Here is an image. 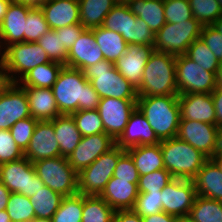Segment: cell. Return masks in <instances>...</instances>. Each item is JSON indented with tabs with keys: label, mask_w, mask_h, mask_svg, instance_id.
Here are the masks:
<instances>
[{
	"label": "cell",
	"mask_w": 222,
	"mask_h": 222,
	"mask_svg": "<svg viewBox=\"0 0 222 222\" xmlns=\"http://www.w3.org/2000/svg\"><path fill=\"white\" fill-rule=\"evenodd\" d=\"M137 185L112 177L99 196L115 211L133 209L139 194Z\"/></svg>",
	"instance_id": "cell-25"
},
{
	"label": "cell",
	"mask_w": 222,
	"mask_h": 222,
	"mask_svg": "<svg viewBox=\"0 0 222 222\" xmlns=\"http://www.w3.org/2000/svg\"><path fill=\"white\" fill-rule=\"evenodd\" d=\"M174 177L164 168L139 176L138 192L161 191Z\"/></svg>",
	"instance_id": "cell-44"
},
{
	"label": "cell",
	"mask_w": 222,
	"mask_h": 222,
	"mask_svg": "<svg viewBox=\"0 0 222 222\" xmlns=\"http://www.w3.org/2000/svg\"><path fill=\"white\" fill-rule=\"evenodd\" d=\"M197 196L193 180L174 178L161 190L162 210L187 218Z\"/></svg>",
	"instance_id": "cell-14"
},
{
	"label": "cell",
	"mask_w": 222,
	"mask_h": 222,
	"mask_svg": "<svg viewBox=\"0 0 222 222\" xmlns=\"http://www.w3.org/2000/svg\"><path fill=\"white\" fill-rule=\"evenodd\" d=\"M37 122L38 120L31 116L17 121L10 128L11 136L23 152H25L29 146Z\"/></svg>",
	"instance_id": "cell-47"
},
{
	"label": "cell",
	"mask_w": 222,
	"mask_h": 222,
	"mask_svg": "<svg viewBox=\"0 0 222 222\" xmlns=\"http://www.w3.org/2000/svg\"><path fill=\"white\" fill-rule=\"evenodd\" d=\"M31 117L25 90L9 82L0 91V130H10L19 120Z\"/></svg>",
	"instance_id": "cell-15"
},
{
	"label": "cell",
	"mask_w": 222,
	"mask_h": 222,
	"mask_svg": "<svg viewBox=\"0 0 222 222\" xmlns=\"http://www.w3.org/2000/svg\"><path fill=\"white\" fill-rule=\"evenodd\" d=\"M0 222H11L10 216L8 215L6 209L0 210Z\"/></svg>",
	"instance_id": "cell-61"
},
{
	"label": "cell",
	"mask_w": 222,
	"mask_h": 222,
	"mask_svg": "<svg viewBox=\"0 0 222 222\" xmlns=\"http://www.w3.org/2000/svg\"><path fill=\"white\" fill-rule=\"evenodd\" d=\"M0 181L11 193L33 196L44 183L36 175L33 163L26 157L0 165Z\"/></svg>",
	"instance_id": "cell-12"
},
{
	"label": "cell",
	"mask_w": 222,
	"mask_h": 222,
	"mask_svg": "<svg viewBox=\"0 0 222 222\" xmlns=\"http://www.w3.org/2000/svg\"><path fill=\"white\" fill-rule=\"evenodd\" d=\"M136 101L118 98L100 99L97 111L102 119L105 133L114 141L123 133L131 113L136 108Z\"/></svg>",
	"instance_id": "cell-16"
},
{
	"label": "cell",
	"mask_w": 222,
	"mask_h": 222,
	"mask_svg": "<svg viewBox=\"0 0 222 222\" xmlns=\"http://www.w3.org/2000/svg\"><path fill=\"white\" fill-rule=\"evenodd\" d=\"M222 171V153L218 150L211 158Z\"/></svg>",
	"instance_id": "cell-60"
},
{
	"label": "cell",
	"mask_w": 222,
	"mask_h": 222,
	"mask_svg": "<svg viewBox=\"0 0 222 222\" xmlns=\"http://www.w3.org/2000/svg\"><path fill=\"white\" fill-rule=\"evenodd\" d=\"M219 151L222 153V128L219 133Z\"/></svg>",
	"instance_id": "cell-65"
},
{
	"label": "cell",
	"mask_w": 222,
	"mask_h": 222,
	"mask_svg": "<svg viewBox=\"0 0 222 222\" xmlns=\"http://www.w3.org/2000/svg\"><path fill=\"white\" fill-rule=\"evenodd\" d=\"M133 210L141 217L162 212L161 191L139 192Z\"/></svg>",
	"instance_id": "cell-45"
},
{
	"label": "cell",
	"mask_w": 222,
	"mask_h": 222,
	"mask_svg": "<svg viewBox=\"0 0 222 222\" xmlns=\"http://www.w3.org/2000/svg\"><path fill=\"white\" fill-rule=\"evenodd\" d=\"M192 180L198 196L222 202V171L212 159L203 164Z\"/></svg>",
	"instance_id": "cell-27"
},
{
	"label": "cell",
	"mask_w": 222,
	"mask_h": 222,
	"mask_svg": "<svg viewBox=\"0 0 222 222\" xmlns=\"http://www.w3.org/2000/svg\"><path fill=\"white\" fill-rule=\"evenodd\" d=\"M203 25L194 17L181 23H168L155 34L154 50L172 54L183 55L188 47L200 38Z\"/></svg>",
	"instance_id": "cell-8"
},
{
	"label": "cell",
	"mask_w": 222,
	"mask_h": 222,
	"mask_svg": "<svg viewBox=\"0 0 222 222\" xmlns=\"http://www.w3.org/2000/svg\"><path fill=\"white\" fill-rule=\"evenodd\" d=\"M215 108L216 125L222 128V83L220 82L217 88L211 93Z\"/></svg>",
	"instance_id": "cell-52"
},
{
	"label": "cell",
	"mask_w": 222,
	"mask_h": 222,
	"mask_svg": "<svg viewBox=\"0 0 222 222\" xmlns=\"http://www.w3.org/2000/svg\"><path fill=\"white\" fill-rule=\"evenodd\" d=\"M36 175L51 190L62 196L78 193V174L72 169L68 158L59 156L33 162Z\"/></svg>",
	"instance_id": "cell-7"
},
{
	"label": "cell",
	"mask_w": 222,
	"mask_h": 222,
	"mask_svg": "<svg viewBox=\"0 0 222 222\" xmlns=\"http://www.w3.org/2000/svg\"><path fill=\"white\" fill-rule=\"evenodd\" d=\"M46 51L37 42H20L6 47L4 68L8 82L17 83L26 73L49 63Z\"/></svg>",
	"instance_id": "cell-11"
},
{
	"label": "cell",
	"mask_w": 222,
	"mask_h": 222,
	"mask_svg": "<svg viewBox=\"0 0 222 222\" xmlns=\"http://www.w3.org/2000/svg\"><path fill=\"white\" fill-rule=\"evenodd\" d=\"M114 145L115 141L106 133L83 136L68 157L69 164L78 174Z\"/></svg>",
	"instance_id": "cell-17"
},
{
	"label": "cell",
	"mask_w": 222,
	"mask_h": 222,
	"mask_svg": "<svg viewBox=\"0 0 222 222\" xmlns=\"http://www.w3.org/2000/svg\"><path fill=\"white\" fill-rule=\"evenodd\" d=\"M104 60L103 53L96 43L93 28L85 29L67 55V67L84 70Z\"/></svg>",
	"instance_id": "cell-21"
},
{
	"label": "cell",
	"mask_w": 222,
	"mask_h": 222,
	"mask_svg": "<svg viewBox=\"0 0 222 222\" xmlns=\"http://www.w3.org/2000/svg\"><path fill=\"white\" fill-rule=\"evenodd\" d=\"M37 43L46 51L51 61L67 66L68 50L62 45L61 35L56 30L47 31Z\"/></svg>",
	"instance_id": "cell-41"
},
{
	"label": "cell",
	"mask_w": 222,
	"mask_h": 222,
	"mask_svg": "<svg viewBox=\"0 0 222 222\" xmlns=\"http://www.w3.org/2000/svg\"><path fill=\"white\" fill-rule=\"evenodd\" d=\"M28 98L31 116L38 121H51L60 116L50 88L22 87Z\"/></svg>",
	"instance_id": "cell-26"
},
{
	"label": "cell",
	"mask_w": 222,
	"mask_h": 222,
	"mask_svg": "<svg viewBox=\"0 0 222 222\" xmlns=\"http://www.w3.org/2000/svg\"><path fill=\"white\" fill-rule=\"evenodd\" d=\"M185 55L206 71L221 72L222 64L217 60L213 52L201 38L196 39L188 47Z\"/></svg>",
	"instance_id": "cell-37"
},
{
	"label": "cell",
	"mask_w": 222,
	"mask_h": 222,
	"mask_svg": "<svg viewBox=\"0 0 222 222\" xmlns=\"http://www.w3.org/2000/svg\"><path fill=\"white\" fill-rule=\"evenodd\" d=\"M11 1L12 0H0V25L3 21L5 14L7 13Z\"/></svg>",
	"instance_id": "cell-57"
},
{
	"label": "cell",
	"mask_w": 222,
	"mask_h": 222,
	"mask_svg": "<svg viewBox=\"0 0 222 222\" xmlns=\"http://www.w3.org/2000/svg\"><path fill=\"white\" fill-rule=\"evenodd\" d=\"M85 78L102 98L137 100V89L115 68L114 62L100 61L83 70Z\"/></svg>",
	"instance_id": "cell-5"
},
{
	"label": "cell",
	"mask_w": 222,
	"mask_h": 222,
	"mask_svg": "<svg viewBox=\"0 0 222 222\" xmlns=\"http://www.w3.org/2000/svg\"><path fill=\"white\" fill-rule=\"evenodd\" d=\"M114 212L100 196L83 195L81 222H112Z\"/></svg>",
	"instance_id": "cell-36"
},
{
	"label": "cell",
	"mask_w": 222,
	"mask_h": 222,
	"mask_svg": "<svg viewBox=\"0 0 222 222\" xmlns=\"http://www.w3.org/2000/svg\"><path fill=\"white\" fill-rule=\"evenodd\" d=\"M24 157V152L15 143L10 130H0V165Z\"/></svg>",
	"instance_id": "cell-48"
},
{
	"label": "cell",
	"mask_w": 222,
	"mask_h": 222,
	"mask_svg": "<svg viewBox=\"0 0 222 222\" xmlns=\"http://www.w3.org/2000/svg\"><path fill=\"white\" fill-rule=\"evenodd\" d=\"M219 133L217 125L180 119L177 137L211 159L219 150Z\"/></svg>",
	"instance_id": "cell-13"
},
{
	"label": "cell",
	"mask_w": 222,
	"mask_h": 222,
	"mask_svg": "<svg viewBox=\"0 0 222 222\" xmlns=\"http://www.w3.org/2000/svg\"><path fill=\"white\" fill-rule=\"evenodd\" d=\"M6 211L10 216L11 222H30L35 218V212L29 197L18 193L10 194Z\"/></svg>",
	"instance_id": "cell-40"
},
{
	"label": "cell",
	"mask_w": 222,
	"mask_h": 222,
	"mask_svg": "<svg viewBox=\"0 0 222 222\" xmlns=\"http://www.w3.org/2000/svg\"><path fill=\"white\" fill-rule=\"evenodd\" d=\"M4 65H0V91L8 84Z\"/></svg>",
	"instance_id": "cell-58"
},
{
	"label": "cell",
	"mask_w": 222,
	"mask_h": 222,
	"mask_svg": "<svg viewBox=\"0 0 222 222\" xmlns=\"http://www.w3.org/2000/svg\"><path fill=\"white\" fill-rule=\"evenodd\" d=\"M113 177L129 180L130 183L138 184L139 173L130 154L125 151L118 159Z\"/></svg>",
	"instance_id": "cell-49"
},
{
	"label": "cell",
	"mask_w": 222,
	"mask_h": 222,
	"mask_svg": "<svg viewBox=\"0 0 222 222\" xmlns=\"http://www.w3.org/2000/svg\"><path fill=\"white\" fill-rule=\"evenodd\" d=\"M46 0H12V2L20 3L32 8H40Z\"/></svg>",
	"instance_id": "cell-56"
},
{
	"label": "cell",
	"mask_w": 222,
	"mask_h": 222,
	"mask_svg": "<svg viewBox=\"0 0 222 222\" xmlns=\"http://www.w3.org/2000/svg\"><path fill=\"white\" fill-rule=\"evenodd\" d=\"M138 97L179 95L176 84V56L153 51L147 61Z\"/></svg>",
	"instance_id": "cell-3"
},
{
	"label": "cell",
	"mask_w": 222,
	"mask_h": 222,
	"mask_svg": "<svg viewBox=\"0 0 222 222\" xmlns=\"http://www.w3.org/2000/svg\"><path fill=\"white\" fill-rule=\"evenodd\" d=\"M116 4L128 5L133 0H114Z\"/></svg>",
	"instance_id": "cell-64"
},
{
	"label": "cell",
	"mask_w": 222,
	"mask_h": 222,
	"mask_svg": "<svg viewBox=\"0 0 222 222\" xmlns=\"http://www.w3.org/2000/svg\"><path fill=\"white\" fill-rule=\"evenodd\" d=\"M212 26L222 34V15L212 24Z\"/></svg>",
	"instance_id": "cell-62"
},
{
	"label": "cell",
	"mask_w": 222,
	"mask_h": 222,
	"mask_svg": "<svg viewBox=\"0 0 222 222\" xmlns=\"http://www.w3.org/2000/svg\"><path fill=\"white\" fill-rule=\"evenodd\" d=\"M187 218L191 222H222V202L197 195Z\"/></svg>",
	"instance_id": "cell-35"
},
{
	"label": "cell",
	"mask_w": 222,
	"mask_h": 222,
	"mask_svg": "<svg viewBox=\"0 0 222 222\" xmlns=\"http://www.w3.org/2000/svg\"><path fill=\"white\" fill-rule=\"evenodd\" d=\"M10 194L8 188L0 181V210L6 209Z\"/></svg>",
	"instance_id": "cell-55"
},
{
	"label": "cell",
	"mask_w": 222,
	"mask_h": 222,
	"mask_svg": "<svg viewBox=\"0 0 222 222\" xmlns=\"http://www.w3.org/2000/svg\"><path fill=\"white\" fill-rule=\"evenodd\" d=\"M112 222H143V220L133 209H127L116 210Z\"/></svg>",
	"instance_id": "cell-53"
},
{
	"label": "cell",
	"mask_w": 222,
	"mask_h": 222,
	"mask_svg": "<svg viewBox=\"0 0 222 222\" xmlns=\"http://www.w3.org/2000/svg\"><path fill=\"white\" fill-rule=\"evenodd\" d=\"M93 34L104 60L115 63L125 53L128 44L118 32L100 26L93 28Z\"/></svg>",
	"instance_id": "cell-33"
},
{
	"label": "cell",
	"mask_w": 222,
	"mask_h": 222,
	"mask_svg": "<svg viewBox=\"0 0 222 222\" xmlns=\"http://www.w3.org/2000/svg\"><path fill=\"white\" fill-rule=\"evenodd\" d=\"M80 24L85 29L103 25L106 15L116 5L114 0H78Z\"/></svg>",
	"instance_id": "cell-31"
},
{
	"label": "cell",
	"mask_w": 222,
	"mask_h": 222,
	"mask_svg": "<svg viewBox=\"0 0 222 222\" xmlns=\"http://www.w3.org/2000/svg\"><path fill=\"white\" fill-rule=\"evenodd\" d=\"M60 114L97 109L100 97L82 70L64 66L51 88Z\"/></svg>",
	"instance_id": "cell-1"
},
{
	"label": "cell",
	"mask_w": 222,
	"mask_h": 222,
	"mask_svg": "<svg viewBox=\"0 0 222 222\" xmlns=\"http://www.w3.org/2000/svg\"><path fill=\"white\" fill-rule=\"evenodd\" d=\"M128 7L136 17L147 23L154 34L166 23L164 0H133Z\"/></svg>",
	"instance_id": "cell-30"
},
{
	"label": "cell",
	"mask_w": 222,
	"mask_h": 222,
	"mask_svg": "<svg viewBox=\"0 0 222 222\" xmlns=\"http://www.w3.org/2000/svg\"><path fill=\"white\" fill-rule=\"evenodd\" d=\"M221 72H209L185 54L176 56L178 94L212 93L220 83Z\"/></svg>",
	"instance_id": "cell-10"
},
{
	"label": "cell",
	"mask_w": 222,
	"mask_h": 222,
	"mask_svg": "<svg viewBox=\"0 0 222 222\" xmlns=\"http://www.w3.org/2000/svg\"><path fill=\"white\" fill-rule=\"evenodd\" d=\"M30 222H52V220L48 218L35 217Z\"/></svg>",
	"instance_id": "cell-63"
},
{
	"label": "cell",
	"mask_w": 222,
	"mask_h": 222,
	"mask_svg": "<svg viewBox=\"0 0 222 222\" xmlns=\"http://www.w3.org/2000/svg\"><path fill=\"white\" fill-rule=\"evenodd\" d=\"M53 128L59 143L60 154L68 158L82 138L75 120L72 115L61 114L53 120Z\"/></svg>",
	"instance_id": "cell-28"
},
{
	"label": "cell",
	"mask_w": 222,
	"mask_h": 222,
	"mask_svg": "<svg viewBox=\"0 0 222 222\" xmlns=\"http://www.w3.org/2000/svg\"><path fill=\"white\" fill-rule=\"evenodd\" d=\"M125 151L115 144L91 165L81 170L78 173V193L99 196L113 177L117 161Z\"/></svg>",
	"instance_id": "cell-9"
},
{
	"label": "cell",
	"mask_w": 222,
	"mask_h": 222,
	"mask_svg": "<svg viewBox=\"0 0 222 222\" xmlns=\"http://www.w3.org/2000/svg\"><path fill=\"white\" fill-rule=\"evenodd\" d=\"M40 9L44 13L49 29L80 24L78 0H46Z\"/></svg>",
	"instance_id": "cell-23"
},
{
	"label": "cell",
	"mask_w": 222,
	"mask_h": 222,
	"mask_svg": "<svg viewBox=\"0 0 222 222\" xmlns=\"http://www.w3.org/2000/svg\"><path fill=\"white\" fill-rule=\"evenodd\" d=\"M32 7L10 2L7 13L0 25V32L5 47L15 43L24 42V31L28 12Z\"/></svg>",
	"instance_id": "cell-24"
},
{
	"label": "cell",
	"mask_w": 222,
	"mask_h": 222,
	"mask_svg": "<svg viewBox=\"0 0 222 222\" xmlns=\"http://www.w3.org/2000/svg\"><path fill=\"white\" fill-rule=\"evenodd\" d=\"M63 67V64L54 61L40 64L26 73L17 83L21 87L51 89Z\"/></svg>",
	"instance_id": "cell-32"
},
{
	"label": "cell",
	"mask_w": 222,
	"mask_h": 222,
	"mask_svg": "<svg viewBox=\"0 0 222 222\" xmlns=\"http://www.w3.org/2000/svg\"><path fill=\"white\" fill-rule=\"evenodd\" d=\"M49 30L43 11L40 8H32L26 19L24 42H37Z\"/></svg>",
	"instance_id": "cell-43"
},
{
	"label": "cell",
	"mask_w": 222,
	"mask_h": 222,
	"mask_svg": "<svg viewBox=\"0 0 222 222\" xmlns=\"http://www.w3.org/2000/svg\"><path fill=\"white\" fill-rule=\"evenodd\" d=\"M159 143L160 140L155 135L154 130L137 107L131 113L123 133L115 141V144L124 150L139 145H156Z\"/></svg>",
	"instance_id": "cell-20"
},
{
	"label": "cell",
	"mask_w": 222,
	"mask_h": 222,
	"mask_svg": "<svg viewBox=\"0 0 222 222\" xmlns=\"http://www.w3.org/2000/svg\"><path fill=\"white\" fill-rule=\"evenodd\" d=\"M165 169L174 177L192 180L208 158L177 136L160 141Z\"/></svg>",
	"instance_id": "cell-4"
},
{
	"label": "cell",
	"mask_w": 222,
	"mask_h": 222,
	"mask_svg": "<svg viewBox=\"0 0 222 222\" xmlns=\"http://www.w3.org/2000/svg\"><path fill=\"white\" fill-rule=\"evenodd\" d=\"M59 156H61V154L59 143L55 137L53 120L38 121L30 139L29 146L24 152V157L33 163Z\"/></svg>",
	"instance_id": "cell-19"
},
{
	"label": "cell",
	"mask_w": 222,
	"mask_h": 222,
	"mask_svg": "<svg viewBox=\"0 0 222 222\" xmlns=\"http://www.w3.org/2000/svg\"><path fill=\"white\" fill-rule=\"evenodd\" d=\"M136 107L160 141L177 136L181 118L178 95L138 97Z\"/></svg>",
	"instance_id": "cell-2"
},
{
	"label": "cell",
	"mask_w": 222,
	"mask_h": 222,
	"mask_svg": "<svg viewBox=\"0 0 222 222\" xmlns=\"http://www.w3.org/2000/svg\"><path fill=\"white\" fill-rule=\"evenodd\" d=\"M6 56V47L4 45L3 37L0 32V65H4Z\"/></svg>",
	"instance_id": "cell-59"
},
{
	"label": "cell",
	"mask_w": 222,
	"mask_h": 222,
	"mask_svg": "<svg viewBox=\"0 0 222 222\" xmlns=\"http://www.w3.org/2000/svg\"><path fill=\"white\" fill-rule=\"evenodd\" d=\"M178 222H191L188 218H181Z\"/></svg>",
	"instance_id": "cell-66"
},
{
	"label": "cell",
	"mask_w": 222,
	"mask_h": 222,
	"mask_svg": "<svg viewBox=\"0 0 222 222\" xmlns=\"http://www.w3.org/2000/svg\"><path fill=\"white\" fill-rule=\"evenodd\" d=\"M222 8V0H217Z\"/></svg>",
	"instance_id": "cell-67"
},
{
	"label": "cell",
	"mask_w": 222,
	"mask_h": 222,
	"mask_svg": "<svg viewBox=\"0 0 222 222\" xmlns=\"http://www.w3.org/2000/svg\"><path fill=\"white\" fill-rule=\"evenodd\" d=\"M63 197L49 187L43 186L33 196L29 197L35 217L51 219L58 210Z\"/></svg>",
	"instance_id": "cell-34"
},
{
	"label": "cell",
	"mask_w": 222,
	"mask_h": 222,
	"mask_svg": "<svg viewBox=\"0 0 222 222\" xmlns=\"http://www.w3.org/2000/svg\"><path fill=\"white\" fill-rule=\"evenodd\" d=\"M102 26L121 34L128 45H154L155 34L145 21L130 11L128 5L116 4L106 15Z\"/></svg>",
	"instance_id": "cell-6"
},
{
	"label": "cell",
	"mask_w": 222,
	"mask_h": 222,
	"mask_svg": "<svg viewBox=\"0 0 222 222\" xmlns=\"http://www.w3.org/2000/svg\"><path fill=\"white\" fill-rule=\"evenodd\" d=\"M126 151L132 157L139 176L165 168L160 143L156 145H139Z\"/></svg>",
	"instance_id": "cell-29"
},
{
	"label": "cell",
	"mask_w": 222,
	"mask_h": 222,
	"mask_svg": "<svg viewBox=\"0 0 222 222\" xmlns=\"http://www.w3.org/2000/svg\"><path fill=\"white\" fill-rule=\"evenodd\" d=\"M153 51V46L129 44L125 53L114 63L115 68L134 88L138 89L145 65Z\"/></svg>",
	"instance_id": "cell-18"
},
{
	"label": "cell",
	"mask_w": 222,
	"mask_h": 222,
	"mask_svg": "<svg viewBox=\"0 0 222 222\" xmlns=\"http://www.w3.org/2000/svg\"><path fill=\"white\" fill-rule=\"evenodd\" d=\"M180 119L216 125L215 108L211 93L178 95Z\"/></svg>",
	"instance_id": "cell-22"
},
{
	"label": "cell",
	"mask_w": 222,
	"mask_h": 222,
	"mask_svg": "<svg viewBox=\"0 0 222 222\" xmlns=\"http://www.w3.org/2000/svg\"><path fill=\"white\" fill-rule=\"evenodd\" d=\"M71 115L82 137L105 133L103 122L97 109L80 110Z\"/></svg>",
	"instance_id": "cell-42"
},
{
	"label": "cell",
	"mask_w": 222,
	"mask_h": 222,
	"mask_svg": "<svg viewBox=\"0 0 222 222\" xmlns=\"http://www.w3.org/2000/svg\"><path fill=\"white\" fill-rule=\"evenodd\" d=\"M181 218L167 214L166 212H159L154 215L142 217L143 222H178Z\"/></svg>",
	"instance_id": "cell-54"
},
{
	"label": "cell",
	"mask_w": 222,
	"mask_h": 222,
	"mask_svg": "<svg viewBox=\"0 0 222 222\" xmlns=\"http://www.w3.org/2000/svg\"><path fill=\"white\" fill-rule=\"evenodd\" d=\"M165 20L168 23H181L193 18L188 0H164Z\"/></svg>",
	"instance_id": "cell-46"
},
{
	"label": "cell",
	"mask_w": 222,
	"mask_h": 222,
	"mask_svg": "<svg viewBox=\"0 0 222 222\" xmlns=\"http://www.w3.org/2000/svg\"><path fill=\"white\" fill-rule=\"evenodd\" d=\"M220 82L222 83V67H221V77H220Z\"/></svg>",
	"instance_id": "cell-68"
},
{
	"label": "cell",
	"mask_w": 222,
	"mask_h": 222,
	"mask_svg": "<svg viewBox=\"0 0 222 222\" xmlns=\"http://www.w3.org/2000/svg\"><path fill=\"white\" fill-rule=\"evenodd\" d=\"M200 38L222 64V34L212 25L202 27Z\"/></svg>",
	"instance_id": "cell-50"
},
{
	"label": "cell",
	"mask_w": 222,
	"mask_h": 222,
	"mask_svg": "<svg viewBox=\"0 0 222 222\" xmlns=\"http://www.w3.org/2000/svg\"><path fill=\"white\" fill-rule=\"evenodd\" d=\"M83 194L77 193L62 198L58 210L53 214L52 222H81Z\"/></svg>",
	"instance_id": "cell-38"
},
{
	"label": "cell",
	"mask_w": 222,
	"mask_h": 222,
	"mask_svg": "<svg viewBox=\"0 0 222 222\" xmlns=\"http://www.w3.org/2000/svg\"><path fill=\"white\" fill-rule=\"evenodd\" d=\"M61 35L62 45L69 51L75 41L79 38L85 28L81 24H73L55 29Z\"/></svg>",
	"instance_id": "cell-51"
},
{
	"label": "cell",
	"mask_w": 222,
	"mask_h": 222,
	"mask_svg": "<svg viewBox=\"0 0 222 222\" xmlns=\"http://www.w3.org/2000/svg\"><path fill=\"white\" fill-rule=\"evenodd\" d=\"M188 1L193 17L203 26L212 25L222 15V8L217 0Z\"/></svg>",
	"instance_id": "cell-39"
}]
</instances>
